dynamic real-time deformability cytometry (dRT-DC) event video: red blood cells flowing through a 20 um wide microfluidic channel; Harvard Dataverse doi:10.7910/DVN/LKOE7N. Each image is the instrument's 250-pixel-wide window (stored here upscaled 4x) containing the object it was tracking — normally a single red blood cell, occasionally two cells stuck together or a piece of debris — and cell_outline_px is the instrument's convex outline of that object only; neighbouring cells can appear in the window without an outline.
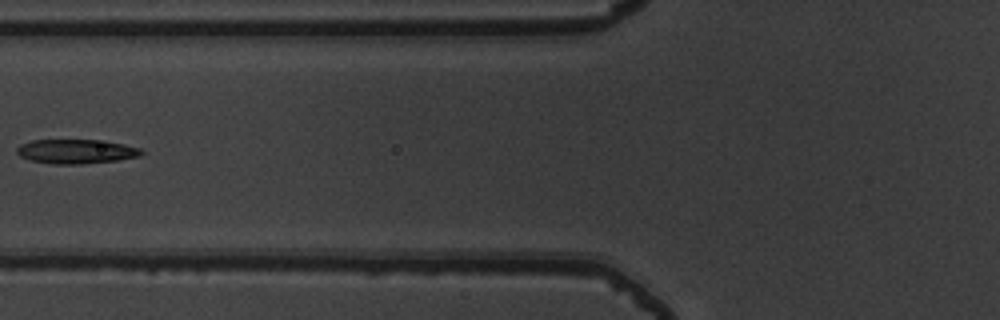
{"species": "common noctule bat (a hibernating species)", "species_latin": "Nyctalus noctula", "temperature_condition": "warm", "stored_images_in_passage": 7, "camera_frame_rate_fps": 3000, "um_per_image_px": 0.085, "animal": {"sex": "male", "body_mass_g": 19.5, "forearm_length_mm": 54.6}, "frame": {"image": 1, "passage_image": 7, "time_ms": 2.0, "image_size_px": [1000, 320], "cell_outline_px": [[144, 152], [140, 156], [116, 160], [80, 164], [52, 164], [28, 160], [20, 156], [16, 152], [16, 148], [20, 144], [32, 140], [96, 140], [124, 144], [140, 148]], "centroid_in_image_um": [6.43, 12.87], "position_along_channel_um": 119.4, "area_um2": 17.63}}